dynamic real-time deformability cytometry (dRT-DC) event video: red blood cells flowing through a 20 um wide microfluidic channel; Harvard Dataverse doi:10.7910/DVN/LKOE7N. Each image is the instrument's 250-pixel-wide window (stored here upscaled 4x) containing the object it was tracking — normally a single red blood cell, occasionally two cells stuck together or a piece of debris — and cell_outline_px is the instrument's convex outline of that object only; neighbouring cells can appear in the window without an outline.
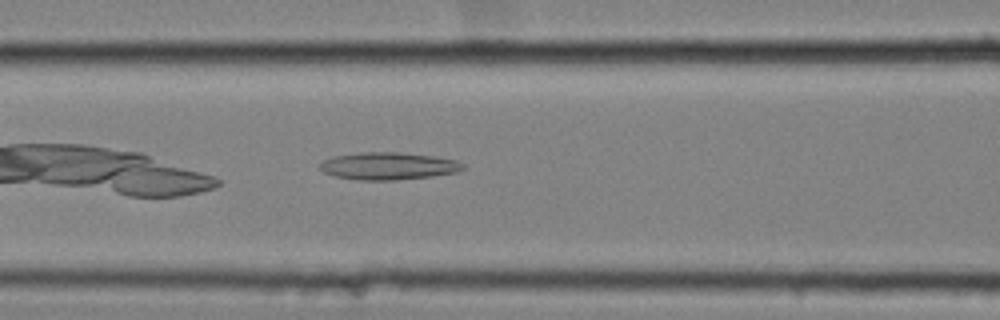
{"species": "common noctule bat (a hibernating species)", "species_latin": "Nyctalus noctula", "temperature_condition": "cold", "stored_images_in_passage": 38, "camera_frame_rate_fps": 3000, "um_per_image_px": 0.085, "animal": {"sex": "female", "body_mass_g": 25.1}, "frame": {"image": 1, "passage_image": 7, "time_ms": 2.0, "image_size_px": [1000, 320], "cell_outline_px": [[464, 168], [456, 172], [432, 176], [396, 180], [360, 180], [336, 176], [324, 172], [320, 168], [320, 164], [324, 160], [332, 156], [360, 152], [396, 152], [432, 156], [456, 160], [464, 164]], "centroid_in_image_um": [33.0, 14.11], "position_along_channel_um": 133.6, "area_um2": 22.66}}
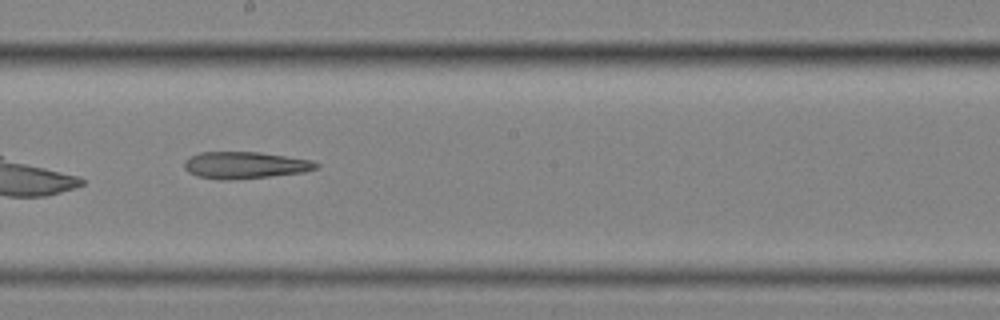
{"frame": {"image": 2, "passage_image": 15, "time_ms": 4.667, "image_size_px": [1000, 320], "cell_outline_px": [[320, 164], [316, 168], [304, 172], [268, 176], [224, 180], [220, 180], [196, 176], [188, 172], [184, 168], [184, 160], [200, 152], [260, 152], [312, 160]], "centroid_in_image_um": [20.8, 14.03], "position_along_channel_um": 227.4, "area_um2": 20.52}}
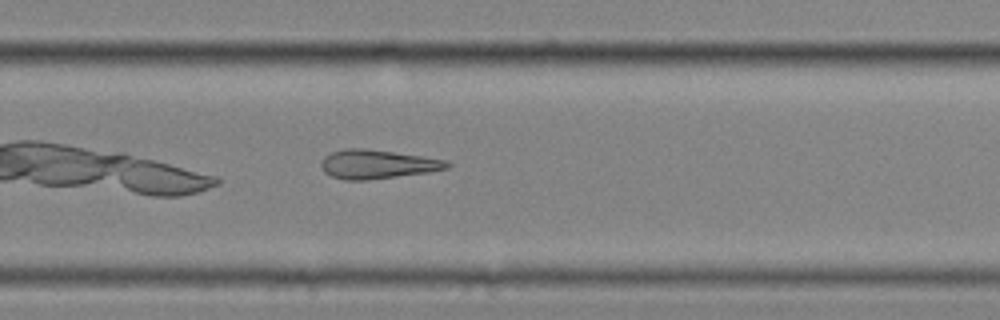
{"frame": {"image": 3, "passage_image": 21, "time_ms": 6.667, "image_size_px": [1000, 320], "cell_outline_px": [[452, 164], [448, 168], [428, 172], [368, 180], [344, 180], [332, 176], [324, 172], [320, 164], [324, 156], [332, 152], [344, 148], [364, 148], [420, 156], [444, 160]], "centroid_in_image_um": [32.03, 13.96], "position_along_channel_um": 297.8, "area_um2": 21.04}}